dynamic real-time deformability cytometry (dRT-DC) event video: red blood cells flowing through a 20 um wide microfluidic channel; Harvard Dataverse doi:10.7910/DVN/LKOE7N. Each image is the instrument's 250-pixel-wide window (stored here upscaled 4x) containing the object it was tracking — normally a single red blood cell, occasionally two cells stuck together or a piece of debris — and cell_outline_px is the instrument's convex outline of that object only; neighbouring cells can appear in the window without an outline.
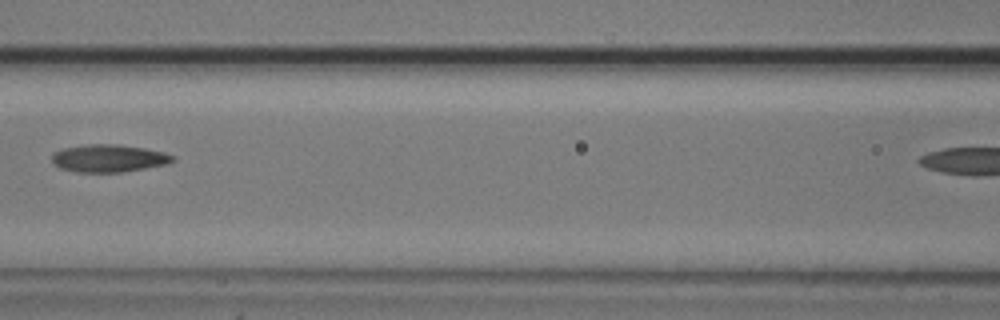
{"species": "common noctule bat (a hibernating species)", "species_latin": "Nyctalus noctula", "temperature_condition": "cold", "stored_images_in_passage": 9, "camera_frame_rate_fps": 3000, "um_per_image_px": 0.085, "animal": {"sex": "male", "body_mass_g": 20.5, "forearm_length_mm": 52.5}, "frame": {"image": 1, "passage_image": 4, "time_ms": 4.667, "image_size_px": [1000, 320], "cell_outline_px": [[176, 160], [168, 164], [120, 172], [76, 172], [60, 168], [52, 164], [52, 152], [64, 148], [88, 144], [112, 144], [144, 148], [164, 152], [176, 156]], "centroid_in_image_um": [9.23, 13.45], "position_along_channel_um": 157.4, "area_um2": 19.48}}